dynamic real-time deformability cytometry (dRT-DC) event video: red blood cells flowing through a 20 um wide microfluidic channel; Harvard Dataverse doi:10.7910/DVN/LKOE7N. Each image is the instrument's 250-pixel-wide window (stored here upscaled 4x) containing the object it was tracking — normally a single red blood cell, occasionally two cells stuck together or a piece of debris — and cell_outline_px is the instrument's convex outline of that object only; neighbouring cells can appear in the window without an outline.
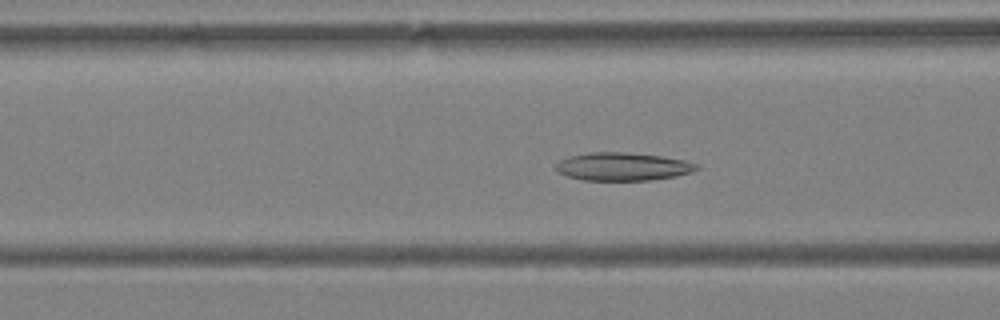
{"species": "Egyptian fruit bat (a non-hibernating species)", "species_latin": "Rousettus aegyptiacus", "temperature_condition": "warm", "stored_images_in_passage": 60, "camera_frame_rate_fps": 3000, "um_per_image_px": 0.085, "animal": {"sex": "female"}, "frame": {"image": 1, "passage_image": 24, "time_ms": 7.667, "image_size_px": [1000, 320], "cell_outline_px": [[700, 168], [692, 172], [676, 176], [652, 180], [584, 180], [568, 176], [556, 172], [556, 164], [560, 160], [568, 156], [588, 152], [624, 152], [660, 156], [684, 160], [700, 164]], "centroid_in_image_um": [52.94, 14.16], "position_along_channel_um": 113.7, "area_um2": 23.12}}
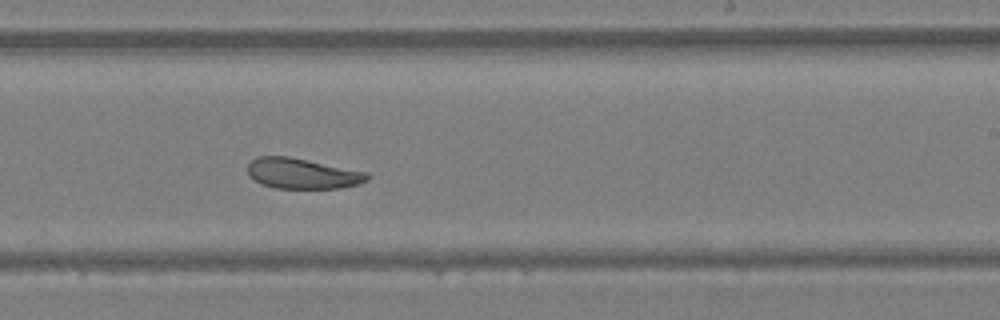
{"frame": {"image": 2, "passage_image": 37, "time_ms": 12.0, "image_size_px": [1000, 320], "cell_outline_px": [[368, 180], [356, 184], [340, 188], [276, 188], [260, 184], [248, 176], [248, 164], [256, 156], [288, 156], [368, 172]], "centroid_in_image_um": [25.65, 14.74], "position_along_channel_um": 263.3, "area_um2": 21.21}}
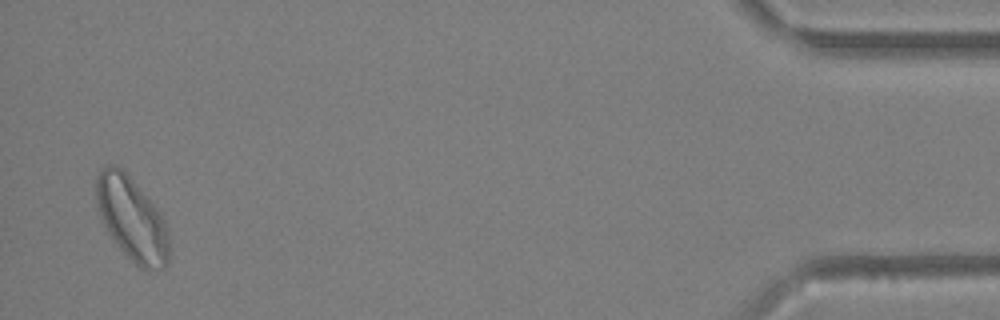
{"frame": {"image": 3, "passage_image": 58, "time_ms": 19.0, "image_size_px": [1000, 320], "cell_outline_px": [[168, 264], [164, 268], [140, 268], [120, 248], [108, 232], [100, 216], [96, 200], [96, 176], [108, 164], [116, 164], [132, 180], [160, 212], [164, 220], [168, 232]], "centroid_in_image_um": [11.2, 18.59], "position_along_channel_um": 424.0, "area_um2": 34.68}, "authors_computed_cell_mechanics": {"area_um2": 27.1082, "velocity_mm_per_s": 3.4607, "shape_relaxation_time_tau1_ms": null, "shape_relaxation_time_tau2_ms": 10.8251, "deformation_change_tau1": null, "deformation_change_tau2": 0.1639}}